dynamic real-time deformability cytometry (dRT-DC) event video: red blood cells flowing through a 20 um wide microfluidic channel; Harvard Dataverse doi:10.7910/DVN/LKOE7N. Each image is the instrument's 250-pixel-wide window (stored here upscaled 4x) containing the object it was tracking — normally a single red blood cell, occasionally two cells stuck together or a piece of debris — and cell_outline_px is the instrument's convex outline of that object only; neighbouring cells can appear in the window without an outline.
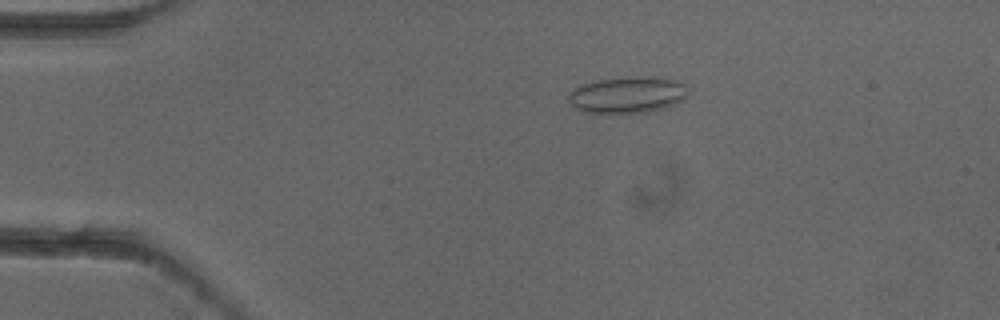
{"species": "common noctule bat (a hibernating species)", "species_latin": "Nyctalus noctula", "temperature_condition": "cold", "stored_images_in_passage": 6, "camera_frame_rate_fps": 3000, "um_per_image_px": 0.085, "animal": {"sex": "female"}, "frame": {"image": 1, "passage_image": 3, "time_ms": 0.667, "image_size_px": [1000, 320], "cell_outline_px": [[688, 96], [684, 100], [676, 104], [644, 112], [608, 116], [580, 112], [568, 100], [568, 96], [572, 88], [580, 84], [596, 80], [628, 76], [656, 76], [676, 80], [684, 84], [688, 88]], "centroid_in_image_um": [53.29, 8.08], "position_along_channel_um": 31.7, "area_um2": 26.59}}